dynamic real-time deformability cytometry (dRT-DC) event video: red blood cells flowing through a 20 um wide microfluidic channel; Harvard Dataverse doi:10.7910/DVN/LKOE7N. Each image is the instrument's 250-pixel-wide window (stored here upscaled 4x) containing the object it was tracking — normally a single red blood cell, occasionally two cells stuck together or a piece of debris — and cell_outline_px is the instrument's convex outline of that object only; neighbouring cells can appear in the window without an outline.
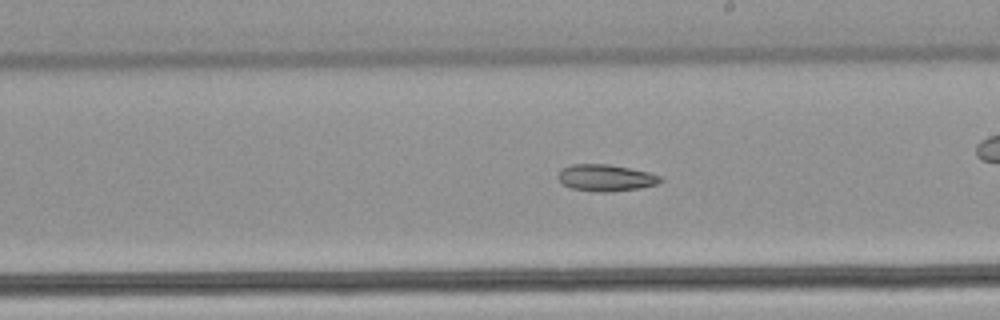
{"species": "common noctule bat (a hibernating species)", "species_latin": "Nyctalus noctula", "temperature_condition": "warm", "stored_images_in_passage": 55, "camera_frame_rate_fps": 3000, "um_per_image_px": 0.085, "animal": {"sex": "male", "body_mass_g": 21.5, "forearm_length_mm": 52.0}, "frame": {"image": 1, "passage_image": 32, "time_ms": 10.333, "image_size_px": [1000, 320], "cell_outline_px": [[664, 180], [656, 184], [640, 188], [608, 192], [600, 192], [572, 188], [564, 184], [560, 180], [560, 168], [572, 164], [608, 164], [648, 172], [660, 176]], "centroid_in_image_um": [51.51, 15.11], "position_along_channel_um": 237.5, "area_um2": 15.66}}
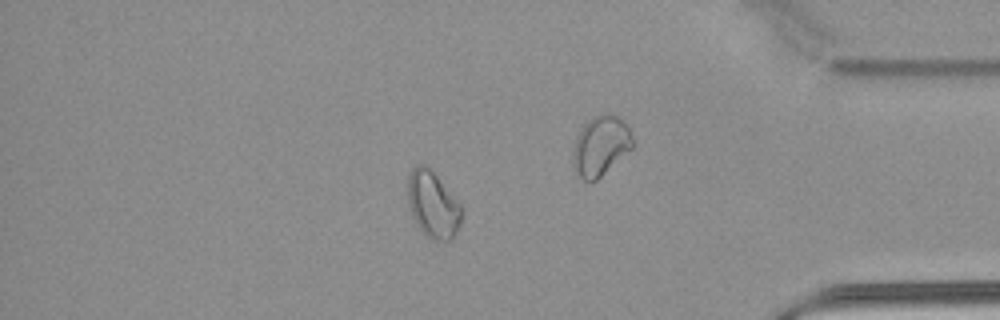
{"frame": {"image": 2, "passage_image": 47, "time_ms": 15.333, "image_size_px": [1000, 320], "cell_outline_px": [[460, 224], [452, 240], [436, 240], [428, 236], [420, 228], [412, 216], [408, 208], [408, 176], [412, 168], [416, 164], [424, 164], [436, 176], [460, 204]], "centroid_in_image_um": [36.76, 17.38], "position_along_channel_um": 398.4, "area_um2": 20.35}}